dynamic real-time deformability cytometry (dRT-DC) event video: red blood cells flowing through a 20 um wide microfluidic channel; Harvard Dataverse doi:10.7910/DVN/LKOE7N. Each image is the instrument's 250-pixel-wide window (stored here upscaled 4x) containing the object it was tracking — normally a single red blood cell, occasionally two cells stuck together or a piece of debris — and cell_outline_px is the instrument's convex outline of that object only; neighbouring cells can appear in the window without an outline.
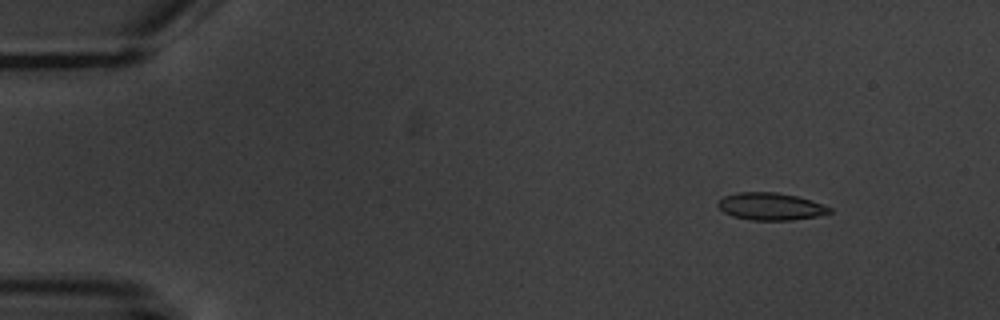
{"species": "common noctule bat (a hibernating species)", "species_latin": "Nyctalus noctula", "temperature_condition": "warm", "stored_images_in_passage": 6, "camera_frame_rate_fps": 3000, "um_per_image_px": 0.085, "animal": {"sex": "male", "body_mass_g": 20.1, "forearm_length_mm": 53.5}, "frame": {"image": 1, "passage_image": 2, "time_ms": 1.0, "image_size_px": [1000, 320], "cell_outline_px": [[832, 212], [816, 216], [792, 220], [752, 220], [732, 216], [724, 212], [716, 204], [724, 196], [736, 192], [776, 192], [796, 196], [812, 200], [832, 208]], "centroid_in_image_um": [65.5, 17.54], "position_along_channel_um": 19.5, "area_um2": 17.74}}